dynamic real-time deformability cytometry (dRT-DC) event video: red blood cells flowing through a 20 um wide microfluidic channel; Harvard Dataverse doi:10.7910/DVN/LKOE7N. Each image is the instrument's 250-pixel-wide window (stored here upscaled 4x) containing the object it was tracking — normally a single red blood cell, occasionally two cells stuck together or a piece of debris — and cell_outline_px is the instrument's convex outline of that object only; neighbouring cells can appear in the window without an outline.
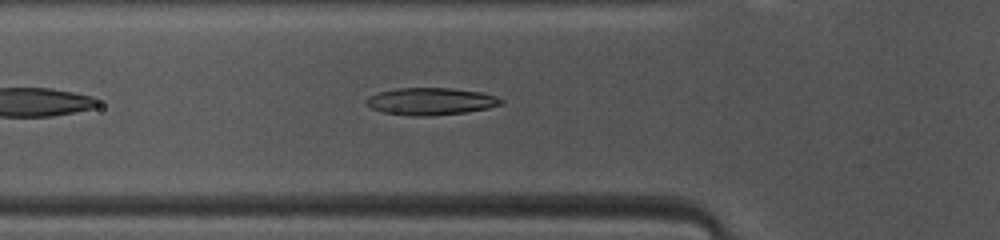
{"species": "common noctule bat (a hibernating species)", "species_latin": "Nyctalus noctula", "temperature_condition": "warm", "stored_images_in_passage": 34, "camera_frame_rate_fps": 3000, "um_per_image_px": 0.085, "animal": {"sex": "female", "body_mass_g": 10.0, "forearm_length_mm": 53.1}, "frame": {"image": 1, "passage_image": 6, "time_ms": 1.667, "image_size_px": [1000, 240], "cell_outline_px": [[504, 100], [500, 104], [488, 108], [464, 112], [428, 116], [416, 116], [384, 112], [372, 108], [364, 100], [368, 96], [380, 92], [396, 88], [452, 88], [480, 92], [496, 96]], "centroid_in_image_um": [36.61, 8.6], "position_along_channel_um": 89.2, "area_um2": 21.1}}
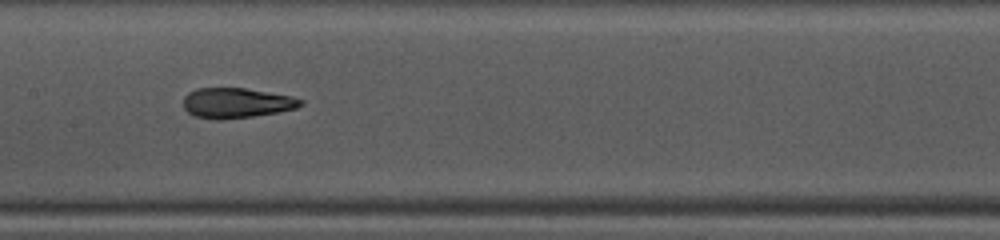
{"frame": {"image": 2, "passage_image": 13, "time_ms": 4.0, "image_size_px": [1000, 240], "cell_outline_px": [[304, 104], [296, 108], [276, 112], [252, 116], [220, 120], [216, 120], [196, 116], [188, 112], [184, 108], [184, 96], [188, 92], [196, 88], [244, 88], [292, 96], [304, 100]], "centroid_in_image_um": [20.09, 8.74], "position_along_channel_um": 187.3, "area_um2": 20.52}}
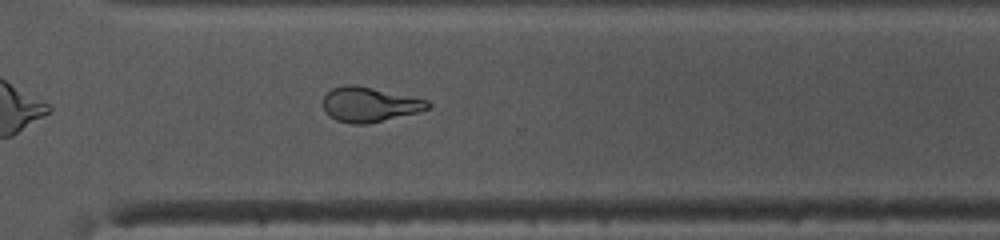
{"frame": {"image": 3, "passage_image": 24, "time_ms": 7.667, "image_size_px": [1000, 240], "cell_outline_px": [[432, 108], [368, 124], [352, 124], [336, 120], [324, 108], [324, 96], [332, 88], [344, 84], [356, 84], [428, 100], [432, 104]], "centroid_in_image_um": [31.43, 8.86], "position_along_channel_um": 339.2, "area_um2": 21.1}, "authors_computed_cell_mechanics": {"area_um2": 21.097, "velocity_mm_per_s": 4.1618, "shape_relaxation_time_tau1_ms": null, "shape_relaxation_time_tau2_ms": 1.5325, "deformation_change_tau1": null, "deformation_change_tau2": 0.0993}}